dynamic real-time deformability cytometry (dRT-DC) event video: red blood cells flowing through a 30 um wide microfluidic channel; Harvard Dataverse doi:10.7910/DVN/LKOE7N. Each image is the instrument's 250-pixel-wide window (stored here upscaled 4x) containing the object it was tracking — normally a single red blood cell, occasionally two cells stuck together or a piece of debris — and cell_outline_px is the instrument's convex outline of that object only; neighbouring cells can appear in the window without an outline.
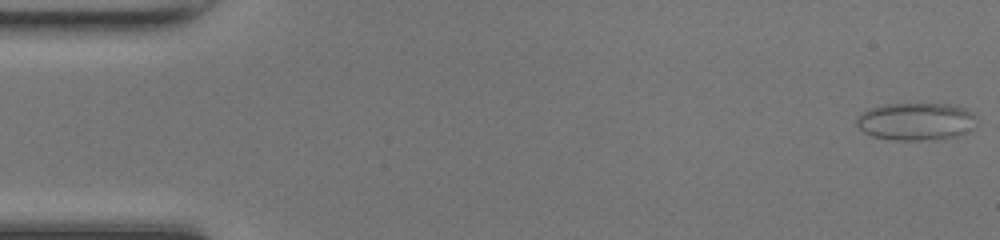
{"species": "common noctule bat (a hibernating species)", "species_latin": "Nyctalus noctula", "temperature_condition": "room temperature", "stored_images_in_passage": 49, "camera_frame_rate_fps": 3000, "um_per_image_px": 0.085, "animal": {"sex": "female", "body_mass_g": 17.0, "forearm_length_mm": 48.0}, "frame": {"image": 1, "passage_image": 1, "time_ms": 0.0, "image_size_px": [1000, 240], "cell_outline_px": [[976, 128], [956, 136], [944, 140], [892, 140], [872, 136], [864, 132], [856, 124], [856, 116], [868, 108], [884, 104], [948, 104], [964, 108], [972, 112], [976, 116]], "centroid_in_image_um": [77.87, 10.34], "position_along_channel_um": 7.1, "area_um2": 26.76}}
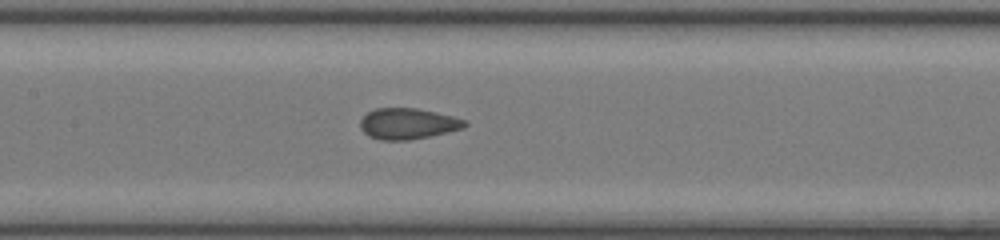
{"frame": {"image": 2, "passage_image": 23, "time_ms": 7.333, "image_size_px": [1000, 240], "cell_outline_px": [[468, 124], [464, 128], [448, 132], [408, 140], [380, 140], [368, 136], [360, 128], [360, 120], [368, 112], [376, 108], [416, 108], [436, 112], [452, 116], [464, 120]], "centroid_in_image_um": [34.65, 10.51], "position_along_channel_um": 172.8, "area_um2": 18.79}}
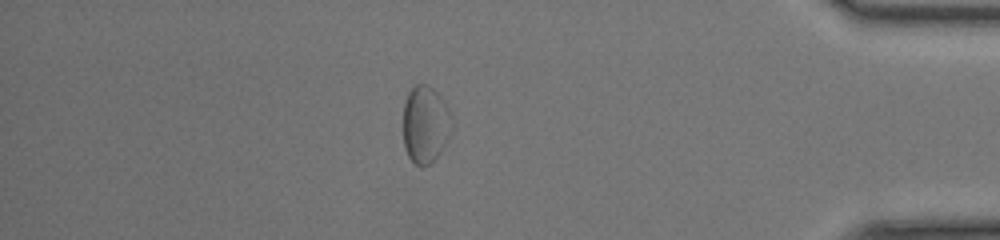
{"frame": {"image": 3, "passage_image": 42, "time_ms": 13.667, "image_size_px": [1000, 240], "cell_outline_px": [[452, 132], [440, 152], [424, 168], [420, 168], [408, 156], [404, 148], [404, 104], [408, 92], [416, 84], [428, 84], [436, 92], [448, 108], [452, 120]], "centroid_in_image_um": [36.15, 10.59], "position_along_channel_um": 399.0, "area_um2": 21.85}, "authors_computed_cell_mechanics": {"area_um2": 19.3052, "velocity_mm_per_s": 4.2355, "shape_relaxation_time_tau1_ms": null, "shape_relaxation_time_tau2_ms": 0.986, "deformation_change_tau1": null, "deformation_change_tau2": 0.0611}}